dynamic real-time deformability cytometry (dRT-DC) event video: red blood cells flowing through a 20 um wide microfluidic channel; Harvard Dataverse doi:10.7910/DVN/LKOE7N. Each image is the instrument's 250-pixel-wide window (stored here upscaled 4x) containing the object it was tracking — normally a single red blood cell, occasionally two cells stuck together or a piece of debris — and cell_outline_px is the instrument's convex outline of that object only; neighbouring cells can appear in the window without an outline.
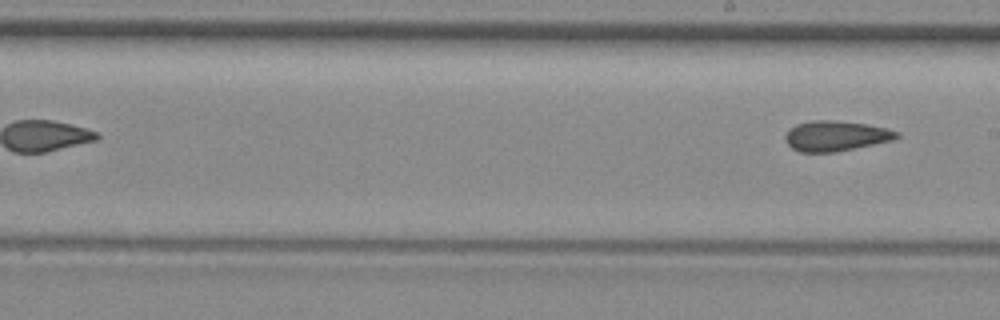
{"species": "common noctule bat (a hibernating species)", "species_latin": "Nyctalus noctula", "temperature_condition": "room temperature", "stored_images_in_passage": 7, "segment_of_instrument_passage": [2, 2], "camera_frame_rate_fps": 3000, "um_per_image_px": 0.085, "animal": {"sex": "female", "body_mass_g": 29.2, "forearm_length_mm": 56.3}, "frame": {"image": 1, "passage_image": 7, "time_ms": 7.333, "image_size_px": [1000, 320], "cell_outline_px": [[900, 136], [892, 140], [832, 152], [800, 152], [792, 148], [788, 144], [784, 136], [788, 128], [796, 124], [808, 120], [832, 120], [864, 124], [888, 128], [900, 132]], "centroid_in_image_um": [71.0, 11.54], "position_along_channel_um": 218.0, "area_um2": 19.54}}